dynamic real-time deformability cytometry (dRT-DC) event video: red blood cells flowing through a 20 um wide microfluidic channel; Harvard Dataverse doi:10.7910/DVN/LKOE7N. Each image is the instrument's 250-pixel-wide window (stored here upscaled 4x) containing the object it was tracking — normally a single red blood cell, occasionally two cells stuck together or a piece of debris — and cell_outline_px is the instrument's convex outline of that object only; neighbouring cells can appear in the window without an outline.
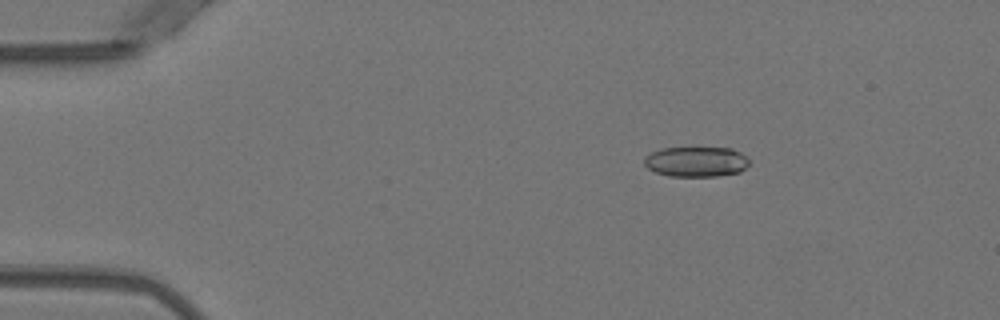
{"species": "Egyptian fruit bat (a non-hibernating species)", "species_latin": "Rousettus aegyptiacus", "temperature_condition": "warm", "stored_images_in_passage": 19, "camera_frame_rate_fps": 3000, "um_per_image_px": 0.085, "animal": {"sex": "female"}, "frame": {"image": 1, "passage_image": 9, "time_ms": 2.667, "image_size_px": [1000, 320], "cell_outline_px": [[748, 164], [740, 172], [716, 176], [668, 176], [656, 172], [648, 168], [644, 164], [644, 156], [660, 148], [696, 144], [732, 148], [748, 156]], "centroid_in_image_um": [59.17, 13.67], "position_along_channel_um": 25.8, "area_um2": 19.54}}
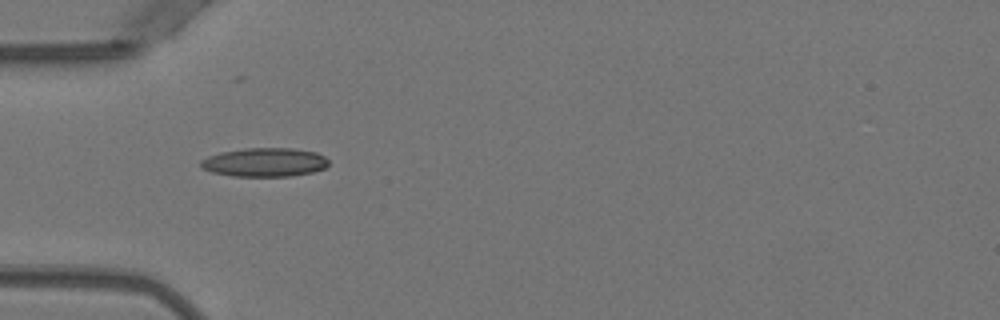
{"frame": {"image": 2, "passage_image": 17, "time_ms": 5.333, "image_size_px": [1000, 320], "cell_outline_px": [[328, 164], [324, 168], [312, 172], [288, 176], [232, 176], [212, 172], [200, 168], [200, 160], [208, 156], [220, 152], [244, 148], [292, 148], [316, 152], [324, 156], [328, 160]], "centroid_in_image_um": [22.46, 13.79], "position_along_channel_um": 62.5, "area_um2": 21.5}}